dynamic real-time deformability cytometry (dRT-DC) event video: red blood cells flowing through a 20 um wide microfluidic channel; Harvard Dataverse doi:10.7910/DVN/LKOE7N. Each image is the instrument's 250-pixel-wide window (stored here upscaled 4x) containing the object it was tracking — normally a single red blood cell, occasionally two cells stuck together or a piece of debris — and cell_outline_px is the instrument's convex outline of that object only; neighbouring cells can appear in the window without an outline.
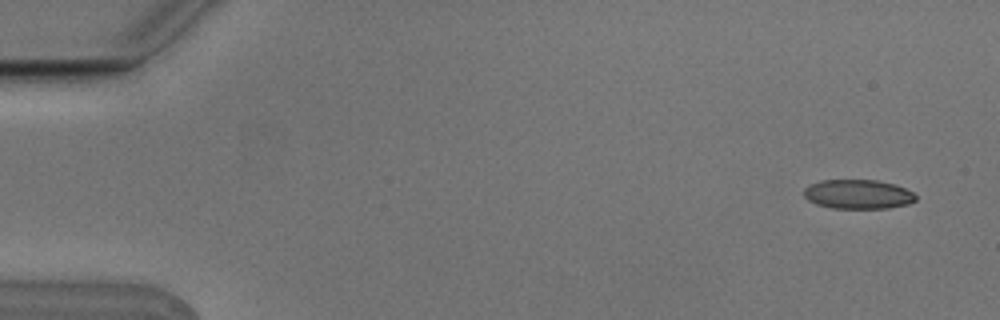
{"species": "Egyptian fruit bat (a non-hibernating species)", "species_latin": "Rousettus aegyptiacus", "temperature_condition": "cold", "stored_images_in_passage": 6, "camera_frame_rate_fps": 3000, "um_per_image_px": 0.085, "animal": {"sex": "male"}, "frame": {"image": 1, "passage_image": 1, "time_ms": 0.0, "image_size_px": [1000, 320], "cell_outline_px": [[916, 200], [908, 204], [888, 208], [832, 208], [816, 204], [808, 200], [804, 196], [804, 188], [808, 184], [820, 180], [876, 180], [892, 184], [904, 188], [912, 192], [916, 196]], "centroid_in_image_um": [72.89, 16.51], "position_along_channel_um": 12.1, "area_um2": 19.07}}
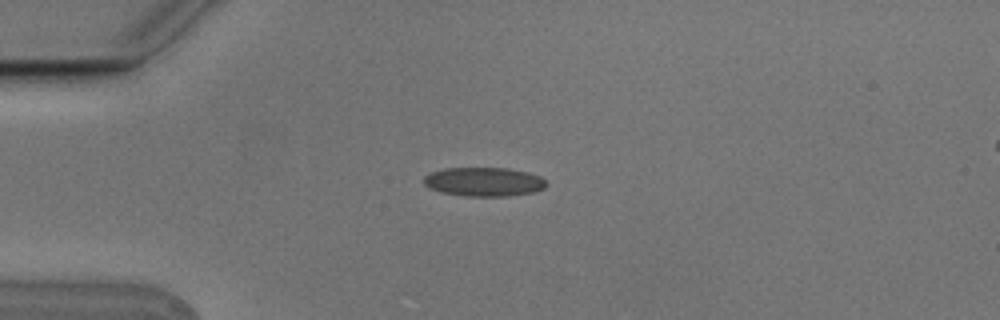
{"frame": {"image": 2, "passage_image": 4, "time_ms": 1.0, "image_size_px": [1000, 320], "cell_outline_px": [[548, 184], [544, 188], [536, 192], [508, 196], [468, 196], [440, 192], [428, 188], [424, 184], [424, 176], [432, 172], [444, 168], [508, 168], [528, 172], [540, 176]], "centroid_in_image_um": [41.15, 15.45], "position_along_channel_um": 43.9, "area_um2": 20.81}}